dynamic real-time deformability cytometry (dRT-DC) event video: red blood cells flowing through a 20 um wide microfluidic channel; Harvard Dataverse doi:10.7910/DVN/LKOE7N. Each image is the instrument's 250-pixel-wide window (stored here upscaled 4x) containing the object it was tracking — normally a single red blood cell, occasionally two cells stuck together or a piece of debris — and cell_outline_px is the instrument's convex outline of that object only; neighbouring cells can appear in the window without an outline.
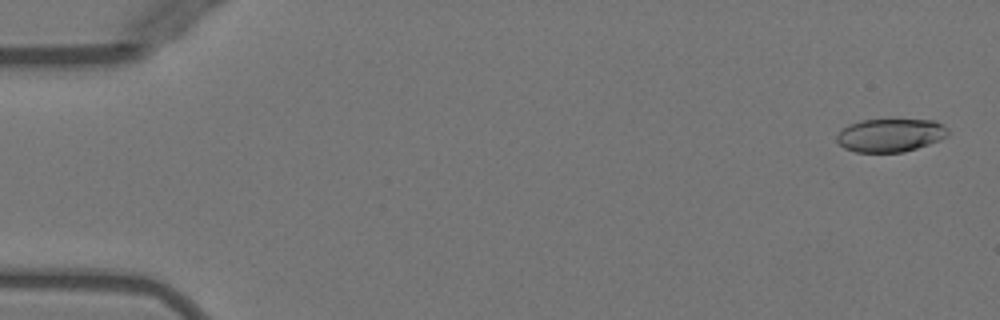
{"species": "Egyptian fruit bat (a non-hibernating species)", "species_latin": "Rousettus aegyptiacus", "temperature_condition": "warm", "stored_images_in_passage": 11, "camera_frame_rate_fps": 3000, "um_per_image_px": 0.085, "animal": {"sex": "female"}, "frame": {"image": 1, "passage_image": 2, "time_ms": 0.333, "image_size_px": [1000, 320], "cell_outline_px": [[948, 136], [928, 144], [904, 152], [856, 152], [844, 148], [836, 140], [836, 136], [848, 124], [860, 120], [936, 120], [944, 124], [948, 128]], "centroid_in_image_um": [75.69, 11.49], "position_along_channel_um": 9.3, "area_um2": 21.5}}